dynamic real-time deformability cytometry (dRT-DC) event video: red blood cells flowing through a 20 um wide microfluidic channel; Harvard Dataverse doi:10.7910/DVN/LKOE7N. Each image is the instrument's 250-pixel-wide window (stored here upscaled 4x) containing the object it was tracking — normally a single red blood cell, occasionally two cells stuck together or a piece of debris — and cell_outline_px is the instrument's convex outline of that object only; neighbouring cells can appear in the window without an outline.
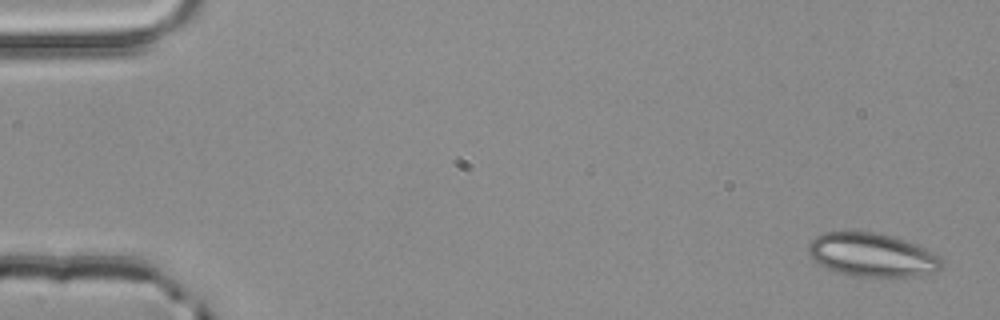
{"species": "common noctule bat (a hibernating species)", "species_latin": "Nyctalus noctula", "temperature_condition": "room temperature", "stored_images_in_passage": 4, "segment_of_instrument_passage": [2, 2], "camera_frame_rate_fps": 3000, "um_per_image_px": 0.085, "animal": {"sex": "male", "body_mass_g": 20.4}, "frame": {"image": 1, "passage_image": 4, "time_ms": 1.0, "image_size_px": [1000, 320], "cell_outline_px": [[944, 264], [936, 272], [904, 280], [872, 280], [848, 276], [836, 272], [812, 260], [808, 256], [808, 244], [816, 236], [824, 232], [880, 232], [916, 244], [932, 252]], "centroid_in_image_um": [74.15, 21.75], "position_along_channel_um": 10.9, "area_um2": 35.37}}